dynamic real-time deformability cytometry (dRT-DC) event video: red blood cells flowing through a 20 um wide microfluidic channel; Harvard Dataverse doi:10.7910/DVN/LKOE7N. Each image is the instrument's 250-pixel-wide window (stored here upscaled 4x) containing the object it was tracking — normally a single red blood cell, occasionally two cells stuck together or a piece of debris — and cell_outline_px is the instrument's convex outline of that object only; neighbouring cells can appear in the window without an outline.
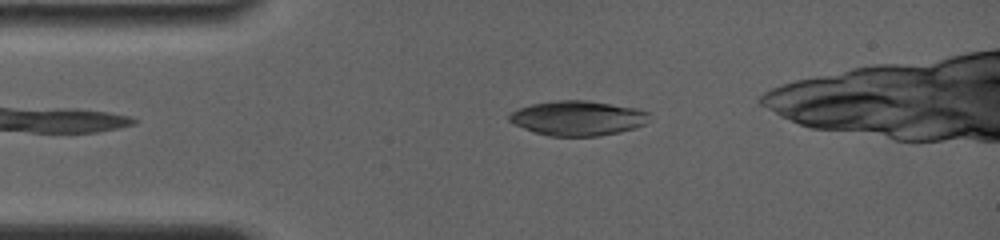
{"species": "common noctule bat (a hibernating species)", "species_latin": "Nyctalus noctula", "temperature_condition": "room temperature", "stored_images_in_passage": 2, "camera_frame_rate_fps": 4000, "um_per_image_px": 0.085, "animal": {"sex": "female", "body_mass_g": 19.0, "forearm_length_mm": 56.7}, "frame": {"image": 1, "passage_image": 1, "time_ms": 0.0, "image_size_px": [1000, 240], "cell_outline_px": [[648, 112], [644, 124], [636, 128], [620, 132], [596, 136], [548, 136], [512, 124], [508, 120], [508, 116], [512, 112], [520, 108], [532, 104], [556, 100], [588, 100], [636, 108]], "centroid_in_image_um": [49.08, 10.04], "position_along_channel_um": 35.9, "area_um2": 28.21}}